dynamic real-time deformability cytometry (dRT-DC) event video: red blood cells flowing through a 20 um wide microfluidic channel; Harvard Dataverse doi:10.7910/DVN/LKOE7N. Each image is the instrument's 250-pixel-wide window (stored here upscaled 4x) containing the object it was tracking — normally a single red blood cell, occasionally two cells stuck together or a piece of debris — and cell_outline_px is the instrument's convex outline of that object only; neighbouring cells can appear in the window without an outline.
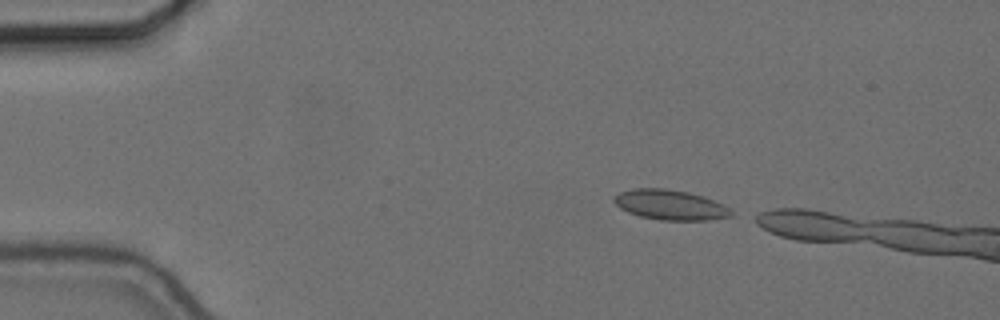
{"species": "common noctule bat (a hibernating species)", "species_latin": "Nyctalus noctula", "temperature_condition": "cold", "stored_images_in_passage": 6, "camera_frame_rate_fps": 3000, "um_per_image_px": 0.085, "animal": {"sex": "female", "body_mass_g": 24.6, "forearm_length_mm": 56.2}, "frame": {"image": 1, "passage_image": 1, "time_ms": 0.0, "image_size_px": [1000, 320], "cell_outline_px": [[732, 216], [708, 220], [660, 220], [640, 216], [628, 212], [620, 208], [612, 200], [612, 196], [620, 192], [632, 188], [664, 188], [688, 192], [704, 196], [724, 204], [732, 212]], "centroid_in_image_um": [56.94, 17.4], "position_along_channel_um": 28.1, "area_um2": 20.63}}